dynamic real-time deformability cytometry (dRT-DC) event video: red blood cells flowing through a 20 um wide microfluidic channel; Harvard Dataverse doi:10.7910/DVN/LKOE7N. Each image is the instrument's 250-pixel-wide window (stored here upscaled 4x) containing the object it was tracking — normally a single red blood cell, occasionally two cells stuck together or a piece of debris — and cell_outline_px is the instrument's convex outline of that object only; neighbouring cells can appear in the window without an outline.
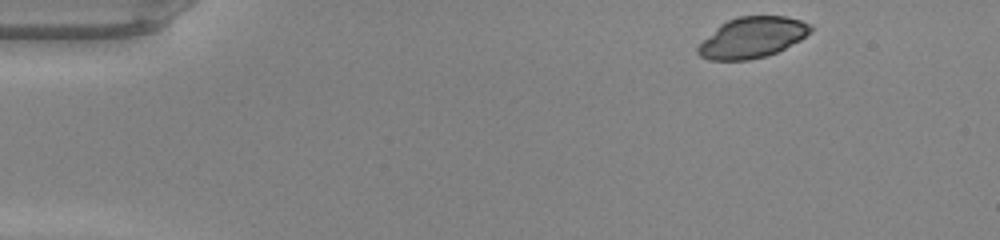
{"species": "common noctule bat (a hibernating species)", "species_latin": "Nyctalus noctula", "temperature_condition": "warm", "stored_images_in_passage": 44, "camera_frame_rate_fps": 3000, "um_per_image_px": 0.085, "animal": {"sex": "male", "body_mass_g": 20.0, "forearm_length_mm": 53.3}, "frame": {"image": 1, "passage_image": 1, "time_ms": 0.0, "image_size_px": [1000, 240], "cell_outline_px": [[812, 28], [800, 40], [776, 52], [764, 56], [748, 60], [708, 60], [700, 56], [696, 52], [696, 48], [720, 24], [728, 20], [740, 16], [784, 16], [800, 20], [812, 24]], "centroid_in_image_um": [63.92, 3.19], "position_along_channel_um": 21.1, "area_um2": 26.41}}